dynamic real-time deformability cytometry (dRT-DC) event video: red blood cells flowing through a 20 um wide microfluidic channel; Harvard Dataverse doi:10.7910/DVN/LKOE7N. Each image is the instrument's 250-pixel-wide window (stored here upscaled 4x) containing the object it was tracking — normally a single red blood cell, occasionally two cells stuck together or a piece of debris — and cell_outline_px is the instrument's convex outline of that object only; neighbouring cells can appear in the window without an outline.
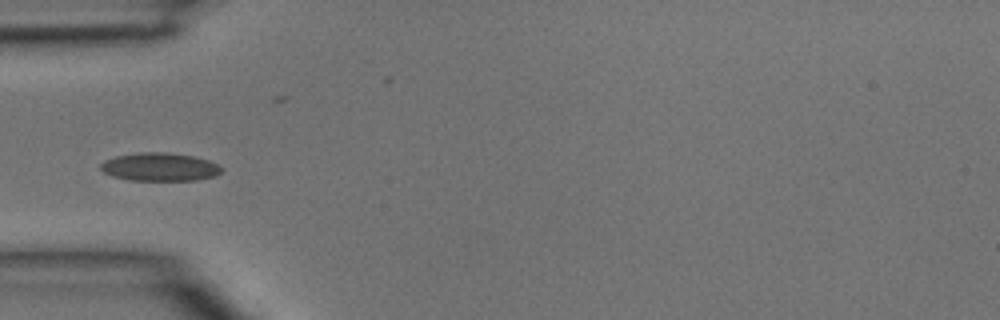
{"species": "common noctule bat (a hibernating species)", "species_latin": "Nyctalus noctula", "temperature_condition": "room temperature", "stored_images_in_passage": 3, "camera_frame_rate_fps": 3000, "um_per_image_px": 0.085, "animal": {"sex": "male", "body_mass_g": 15.6}, "frame": {"image": 1, "passage_image": 3, "time_ms": 0.667, "image_size_px": [1000, 320], "cell_outline_px": [[224, 168], [216, 176], [196, 180], [128, 180], [112, 176], [104, 172], [100, 168], [100, 164], [104, 160], [116, 156], [140, 152], [168, 152], [192, 156], [208, 160], [220, 164]], "centroid_in_image_um": [13.6, 14.19], "position_along_channel_um": 71.4, "area_um2": 20.0}}